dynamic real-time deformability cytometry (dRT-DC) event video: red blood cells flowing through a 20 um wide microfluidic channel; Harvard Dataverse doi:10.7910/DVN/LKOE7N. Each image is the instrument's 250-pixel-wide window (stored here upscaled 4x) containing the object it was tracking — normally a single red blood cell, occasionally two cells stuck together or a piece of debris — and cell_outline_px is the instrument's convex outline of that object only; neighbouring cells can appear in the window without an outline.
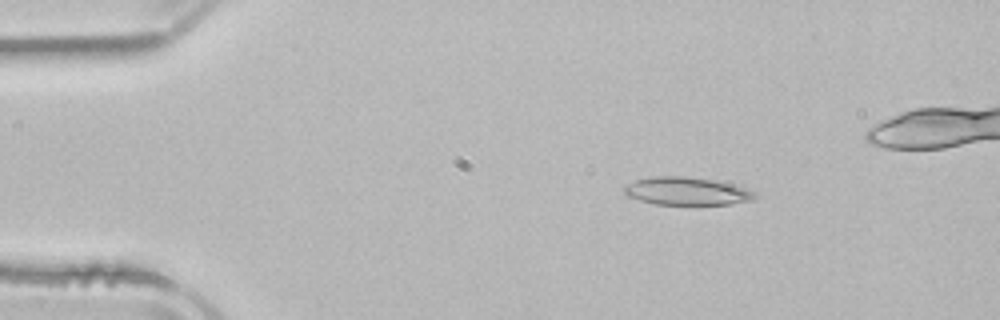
{"species": "common noctule bat (a hibernating species)", "species_latin": "Nyctalus noctula", "temperature_condition": "room temperature", "stored_images_in_passage": 4, "camera_frame_rate_fps": 3000, "um_per_image_px": 0.085, "animal": {"sex": "male", "body_mass_g": 21.5, "forearm_length_mm": 52.0}, "frame": {"image": 1, "passage_image": 3, "time_ms": 2.333, "image_size_px": [1000, 320], "cell_outline_px": [[756, 200], [728, 204], [656, 204], [640, 200], [628, 196], [624, 192], [624, 188], [628, 184], [636, 180], [652, 176], [684, 176], [712, 180], [732, 184], [756, 192]], "centroid_in_image_um": [58.39, 16.25], "position_along_channel_um": 26.6, "area_um2": 21.04}}